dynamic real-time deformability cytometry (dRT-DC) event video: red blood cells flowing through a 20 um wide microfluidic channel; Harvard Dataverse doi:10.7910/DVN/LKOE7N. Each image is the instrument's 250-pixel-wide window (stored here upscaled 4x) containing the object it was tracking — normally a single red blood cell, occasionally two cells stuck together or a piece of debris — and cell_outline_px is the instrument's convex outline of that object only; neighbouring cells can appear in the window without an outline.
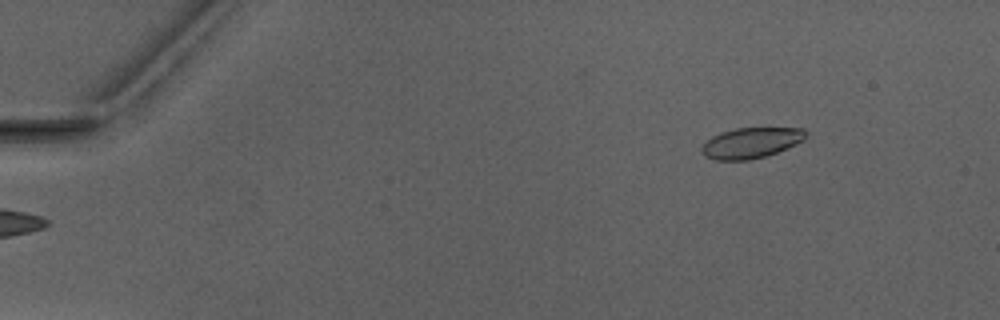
{"species": "Egyptian fruit bat (a non-hibernating species)", "species_latin": "Rousettus aegyptiacus", "temperature_condition": "warm", "stored_images_in_passage": 2, "camera_frame_rate_fps": 3000, "um_per_image_px": 0.085, "animal": {"sex": "male"}, "frame": {"image": 1, "passage_image": 2, "time_ms": 1.333, "image_size_px": [1000, 320], "cell_outline_px": [[808, 136], [804, 140], [776, 152], [764, 156], [748, 160], [716, 160], [704, 156], [700, 148], [712, 136], [720, 132], [736, 128], [804, 128], [808, 132]], "centroid_in_image_um": [63.84, 12.13], "position_along_channel_um": 21.2, "area_um2": 18.5}}